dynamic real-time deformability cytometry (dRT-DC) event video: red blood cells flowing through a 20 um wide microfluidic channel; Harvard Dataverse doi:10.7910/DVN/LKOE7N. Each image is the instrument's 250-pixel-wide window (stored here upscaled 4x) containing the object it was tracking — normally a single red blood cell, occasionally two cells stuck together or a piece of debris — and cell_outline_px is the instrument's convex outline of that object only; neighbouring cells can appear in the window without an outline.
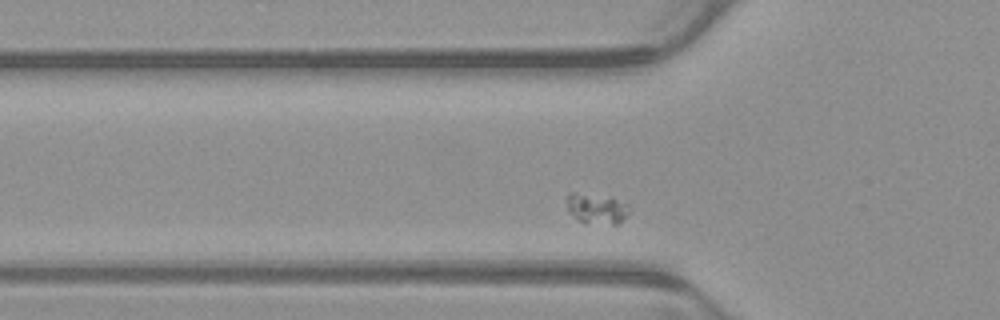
{"species": "common noctule bat (a hibernating species)", "species_latin": "Nyctalus noctula", "temperature_condition": "warm", "stored_images_in_passage": 32, "camera_frame_rate_fps": 3000, "um_per_image_px": 0.085, "animal": {"sex": "male", "body_mass_g": 23.1, "forearm_length_mm": 52.7}, "frame": {"image": 1, "passage_image": 5, "time_ms": 1.333, "image_size_px": [1000, 320], "cell_outline_px": [[628, 212], [616, 224], [584, 224], [568, 212], [568, 192], [572, 192], [612, 196], [628, 204]], "centroid_in_image_um": [50.69, 17.72], "position_along_channel_um": 75.1, "area_um2": 11.16}}
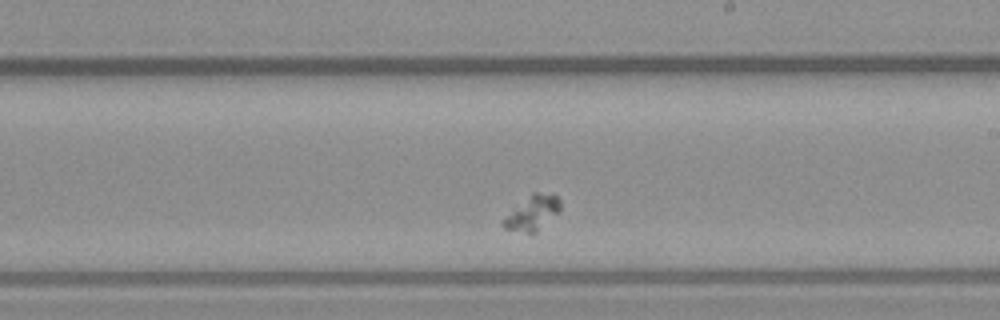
{"frame": {"image": 2, "passage_image": 19, "time_ms": 6.0, "image_size_px": [1000, 320], "cell_outline_px": [[560, 212], [532, 236], [504, 228], [500, 224], [500, 220], [532, 192], [552, 192], [560, 200]], "centroid_in_image_um": [45.24, 18.13], "position_along_channel_um": 243.8, "area_um2": 12.08}}
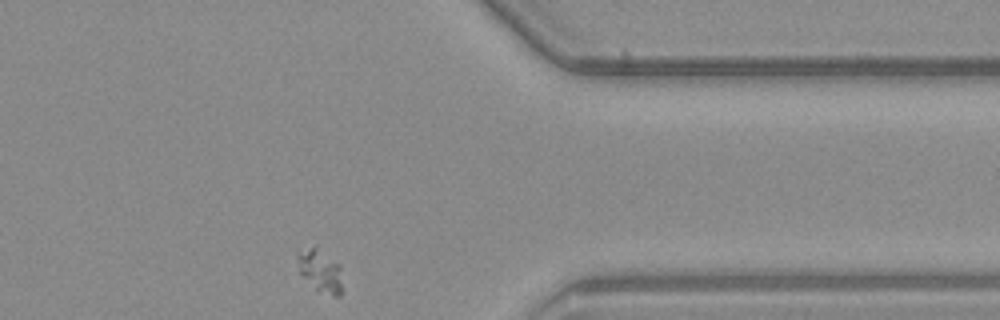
{"frame": {"image": 3, "passage_image": 32, "time_ms": 10.333, "image_size_px": [1000, 320], "cell_outline_px": [[340, 296], [332, 296], [316, 288], [300, 276], [296, 252], [316, 244], [340, 264]], "centroid_in_image_um": [27.18, 22.93], "position_along_channel_um": 384.2, "area_um2": 11.21}}